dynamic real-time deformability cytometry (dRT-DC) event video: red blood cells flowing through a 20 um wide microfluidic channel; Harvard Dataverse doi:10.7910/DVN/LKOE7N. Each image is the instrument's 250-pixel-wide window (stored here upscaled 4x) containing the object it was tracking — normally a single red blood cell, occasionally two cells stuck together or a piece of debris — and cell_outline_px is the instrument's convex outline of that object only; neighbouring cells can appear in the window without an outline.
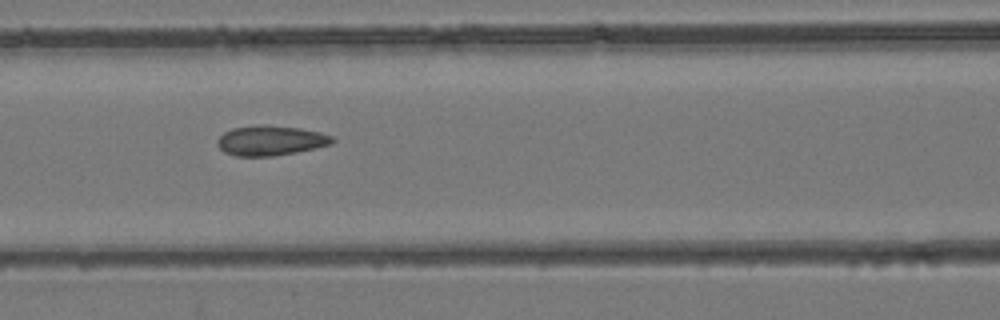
{"species": "common noctule bat (a hibernating species)", "species_latin": "Nyctalus noctula", "temperature_condition": "room temperature", "stored_images_in_passage": 6, "camera_frame_rate_fps": 3000, "um_per_image_px": 0.085, "animal": {"sex": "female", "body_mass_g": 24.6, "forearm_length_mm": 56.2}, "frame": {"image": 1, "passage_image": 5, "time_ms": 4.667, "image_size_px": [1000, 320], "cell_outline_px": [[336, 140], [332, 144], [296, 152], [272, 156], [236, 156], [224, 152], [216, 144], [216, 140], [224, 132], [232, 128], [256, 124], [264, 124], [300, 128], [320, 132], [332, 136]], "centroid_in_image_um": [22.98, 11.93], "position_along_channel_um": 143.6, "area_um2": 20.23}}
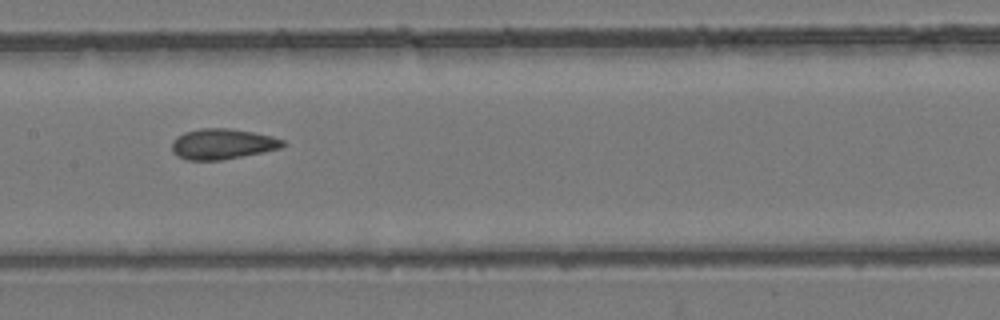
{"frame": {"image": 2, "passage_image": 6, "time_ms": 5.667, "image_size_px": [1000, 320], "cell_outline_px": [[284, 144], [280, 148], [264, 152], [220, 160], [188, 160], [176, 156], [172, 152], [172, 140], [176, 136], [184, 132], [200, 128], [228, 128], [252, 132], [272, 136], [284, 140]], "centroid_in_image_um": [18.86, 12.23], "position_along_channel_um": 188.5, "area_um2": 19.77}}